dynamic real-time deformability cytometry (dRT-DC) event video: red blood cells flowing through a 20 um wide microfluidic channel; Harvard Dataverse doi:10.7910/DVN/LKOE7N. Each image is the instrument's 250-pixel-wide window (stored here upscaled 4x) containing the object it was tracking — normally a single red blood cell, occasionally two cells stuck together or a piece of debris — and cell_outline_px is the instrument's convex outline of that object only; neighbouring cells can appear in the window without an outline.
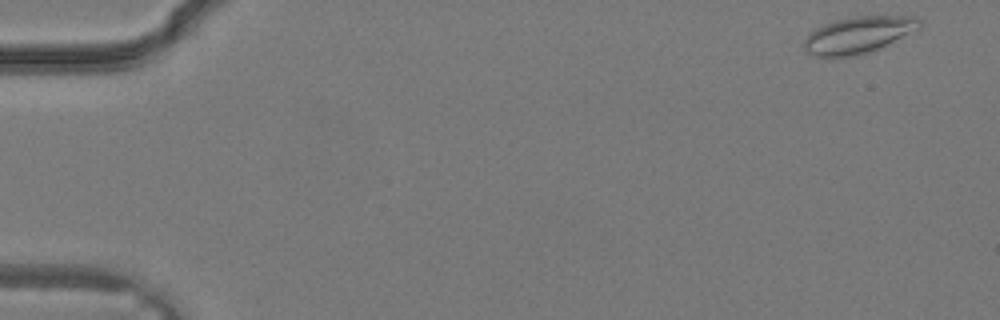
{"species": "common noctule bat (a hibernating species)", "species_latin": "Nyctalus noctula", "temperature_condition": "warm", "stored_images_in_passage": 34, "segment_of_instrument_passage": [1, 2], "camera_frame_rate_fps": 3000, "um_per_image_px": 0.085, "animal": {"sex": "male", "body_mass_g": 19.2, "forearm_length_mm": 51.8}, "frame": {"image": 1, "passage_image": 1, "time_ms": 0.0, "image_size_px": [1000, 320], "cell_outline_px": [[920, 28], [868, 52], [852, 56], [816, 56], [808, 52], [804, 48], [804, 40], [816, 28], [824, 24], [836, 20], [856, 16], [916, 16], [920, 20]], "centroid_in_image_um": [72.95, 2.95], "position_along_channel_um": 12.0, "area_um2": 23.99}}
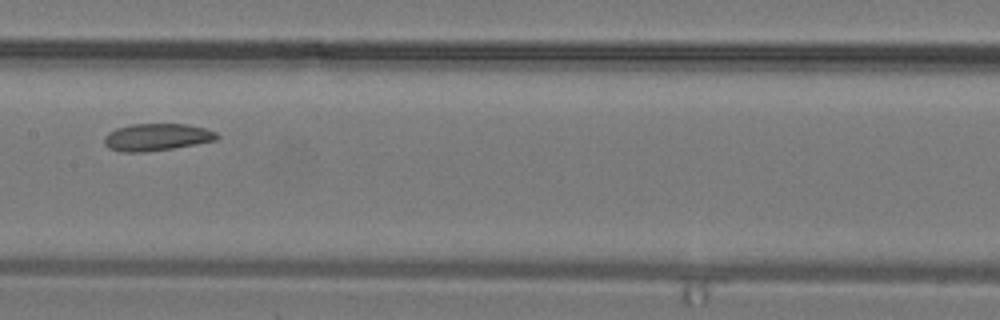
{"frame": {"image": 2, "passage_image": 17, "time_ms": 5.333, "image_size_px": [1000, 320], "cell_outline_px": [[220, 136], [216, 140], [172, 148], [144, 152], [120, 152], [108, 148], [104, 144], [104, 136], [108, 132], [116, 128], [132, 124], [188, 124], [204, 128], [216, 132]], "centroid_in_image_um": [13.28, 11.65], "position_along_channel_um": 194.1, "area_um2": 17.86}}
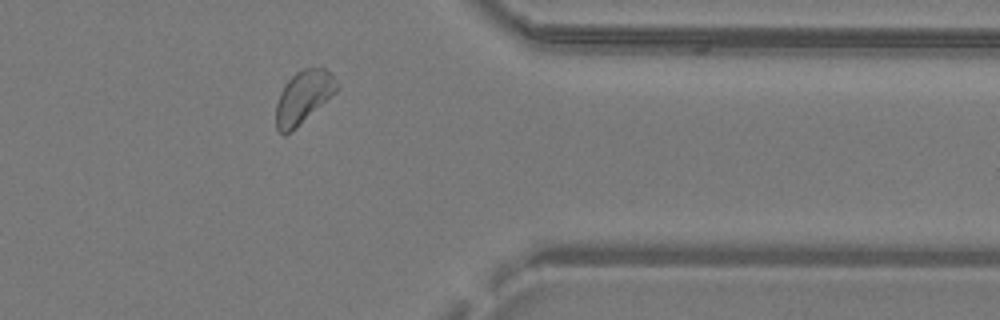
{"frame": {"image": 3, "passage_image": 27, "time_ms": 8.667, "image_size_px": [1000, 320], "cell_outline_px": [[340, 88], [336, 92], [292, 132], [284, 136], [276, 128], [276, 104], [280, 92], [284, 84], [296, 72], [304, 68], [324, 68], [336, 80]], "centroid_in_image_um": [25.77, 8.28], "position_along_channel_um": 385.6, "area_um2": 18.73}}